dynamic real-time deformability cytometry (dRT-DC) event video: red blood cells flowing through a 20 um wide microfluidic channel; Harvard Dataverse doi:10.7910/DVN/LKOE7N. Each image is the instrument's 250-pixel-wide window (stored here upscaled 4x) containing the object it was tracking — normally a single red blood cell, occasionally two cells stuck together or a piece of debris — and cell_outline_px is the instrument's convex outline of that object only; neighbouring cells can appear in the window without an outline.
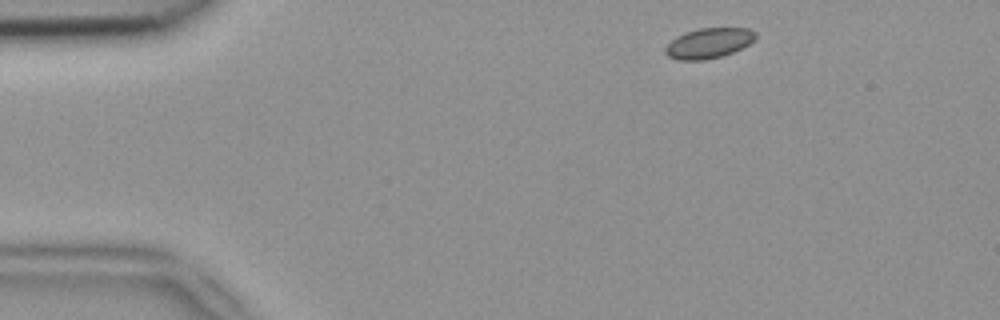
{"species": "common noctule bat (a hibernating species)", "species_latin": "Nyctalus noctula", "temperature_condition": "room temperature", "stored_images_in_passage": 47, "camera_frame_rate_fps": 3000, "um_per_image_px": 0.085, "animal": {"sex": "female", "body_mass_g": 18.4}, "frame": {"image": 1, "passage_image": 2, "time_ms": 0.333, "image_size_px": [1000, 320], "cell_outline_px": [[756, 40], [732, 52], [720, 56], [704, 60], [676, 60], [668, 56], [664, 52], [664, 48], [676, 36], [684, 32], [700, 28], [748, 28], [756, 32]], "centroid_in_image_um": [60.22, 3.66], "position_along_channel_um": 24.8, "area_um2": 15.9}}
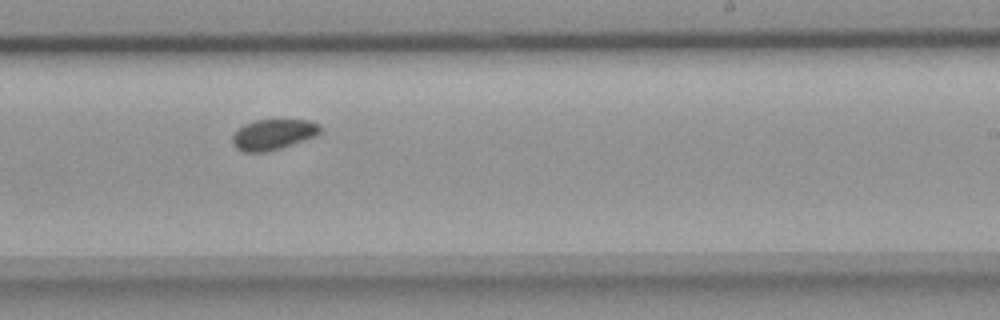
{"frame": {"image": 2, "passage_image": 26, "time_ms": 8.333, "image_size_px": [1000, 320], "cell_outline_px": [[324, 128], [316, 136], [268, 152], [244, 152], [236, 148], [232, 144], [232, 136], [236, 128], [244, 124], [256, 120], [312, 120], [320, 124]], "centroid_in_image_um": [23.22, 11.42], "position_along_channel_um": 265.8, "area_um2": 15.9}}
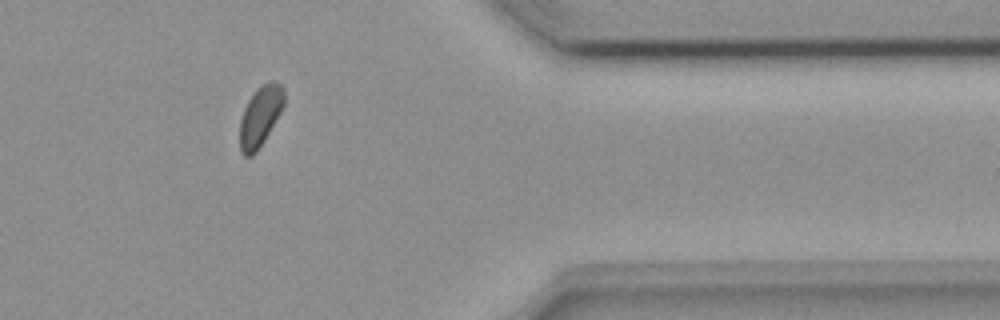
{"frame": {"image": 3, "passage_image": 37, "time_ms": 12.0, "image_size_px": [1000, 320], "cell_outline_px": [[284, 104], [280, 112], [264, 140], [256, 152], [252, 156], [244, 156], [240, 152], [240, 120], [244, 108], [248, 100], [256, 88], [272, 80], [276, 80], [284, 88]], "centroid_in_image_um": [22.11, 9.86], "position_along_channel_um": 389.3, "area_um2": 15.43}}